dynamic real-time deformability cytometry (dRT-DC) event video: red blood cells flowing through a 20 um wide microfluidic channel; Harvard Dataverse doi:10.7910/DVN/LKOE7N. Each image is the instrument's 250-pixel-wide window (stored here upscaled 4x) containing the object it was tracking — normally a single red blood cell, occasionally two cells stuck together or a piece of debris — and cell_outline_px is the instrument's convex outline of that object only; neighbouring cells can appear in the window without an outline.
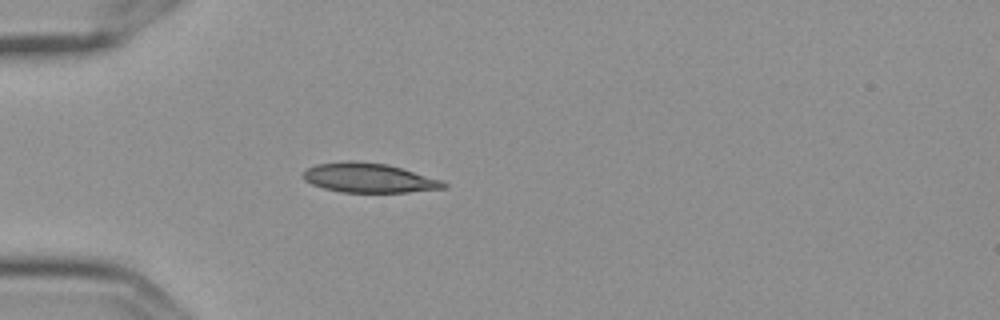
{"species": "Egyptian fruit bat (a non-hibernating species)", "species_latin": "Rousettus aegyptiacus", "temperature_condition": "cold", "stored_images_in_passage": 4, "camera_frame_rate_fps": 3000, "um_per_image_px": 0.085, "frame": {"image": 1, "passage_image": 4, "time_ms": 1.0, "image_size_px": [1000, 320], "cell_outline_px": [[448, 184], [444, 188], [408, 192], [340, 192], [324, 188], [312, 184], [304, 180], [304, 172], [308, 168], [316, 164], [348, 160], [352, 160], [388, 164], [440, 180]], "centroid_in_image_um": [31.32, 15.11], "position_along_channel_um": 53.7, "area_um2": 23.87}}